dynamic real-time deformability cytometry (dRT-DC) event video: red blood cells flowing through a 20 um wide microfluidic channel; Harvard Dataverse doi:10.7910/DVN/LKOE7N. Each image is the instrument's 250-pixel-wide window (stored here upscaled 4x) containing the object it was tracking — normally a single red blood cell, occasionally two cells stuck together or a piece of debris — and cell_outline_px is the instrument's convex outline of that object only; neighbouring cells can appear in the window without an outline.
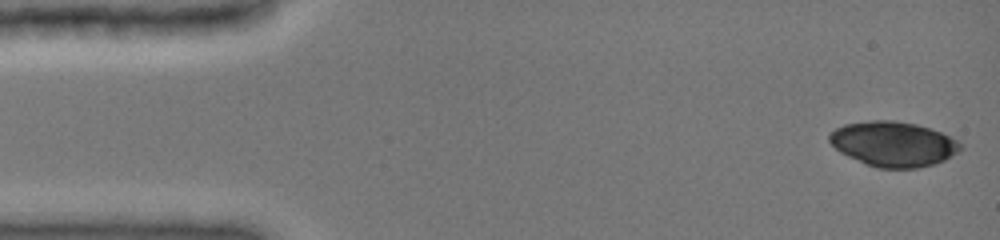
{"species": "common noctule bat (a hibernating species)", "species_latin": "Nyctalus noctula", "temperature_condition": "cold", "stored_images_in_passage": 46, "camera_frame_rate_fps": 3000, "um_per_image_px": 0.085, "animal": {"sex": "female", "body_mass_g": 19.0, "forearm_length_mm": 51.5}, "frame": {"image": 1, "passage_image": 1, "time_ms": 0.0, "image_size_px": [1000, 240], "cell_outline_px": [[964, 148], [944, 160], [936, 164], [916, 168], [880, 168], [868, 164], [848, 156], [840, 152], [828, 140], [828, 136], [836, 128], [844, 124], [872, 120], [896, 120], [916, 124], [932, 128], [956, 140]], "centroid_in_image_um": [75.95, 12.23], "position_along_channel_um": 9.1, "area_um2": 34.22}}